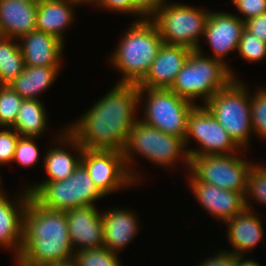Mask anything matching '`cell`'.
Segmentation results:
<instances>
[{
	"label": "cell",
	"instance_id": "6da1fadb",
	"mask_svg": "<svg viewBox=\"0 0 266 266\" xmlns=\"http://www.w3.org/2000/svg\"><path fill=\"white\" fill-rule=\"evenodd\" d=\"M138 105V86L116 83L66 130L85 150L123 152L129 132L138 120L135 116Z\"/></svg>",
	"mask_w": 266,
	"mask_h": 266
},
{
	"label": "cell",
	"instance_id": "7a4b0ae2",
	"mask_svg": "<svg viewBox=\"0 0 266 266\" xmlns=\"http://www.w3.org/2000/svg\"><path fill=\"white\" fill-rule=\"evenodd\" d=\"M65 211L43 208L29 198L23 216V240L18 266H43L73 258Z\"/></svg>",
	"mask_w": 266,
	"mask_h": 266
},
{
	"label": "cell",
	"instance_id": "3957f363",
	"mask_svg": "<svg viewBox=\"0 0 266 266\" xmlns=\"http://www.w3.org/2000/svg\"><path fill=\"white\" fill-rule=\"evenodd\" d=\"M132 24L114 48L110 62L122 73L117 83L138 85L149 72L163 40L151 19H137Z\"/></svg>",
	"mask_w": 266,
	"mask_h": 266
},
{
	"label": "cell",
	"instance_id": "277c9868",
	"mask_svg": "<svg viewBox=\"0 0 266 266\" xmlns=\"http://www.w3.org/2000/svg\"><path fill=\"white\" fill-rule=\"evenodd\" d=\"M186 148L182 138L166 134L137 120L129 132L126 146L123 149V156L128 172L136 184L141 177L131 167L130 163L135 164L133 156L139 154L150 162L166 168L171 167V169L182 159L181 162L188 168L187 171L189 172L190 158Z\"/></svg>",
	"mask_w": 266,
	"mask_h": 266
},
{
	"label": "cell",
	"instance_id": "5b68a950",
	"mask_svg": "<svg viewBox=\"0 0 266 266\" xmlns=\"http://www.w3.org/2000/svg\"><path fill=\"white\" fill-rule=\"evenodd\" d=\"M201 46L192 50L170 90L189 102L203 99V105L233 79L234 72L221 61L207 57ZM203 97V98H202ZM195 99V100H194Z\"/></svg>",
	"mask_w": 266,
	"mask_h": 266
},
{
	"label": "cell",
	"instance_id": "8992f818",
	"mask_svg": "<svg viewBox=\"0 0 266 266\" xmlns=\"http://www.w3.org/2000/svg\"><path fill=\"white\" fill-rule=\"evenodd\" d=\"M31 197L43 208L66 211L84 206H96L105 197L80 163L75 171L61 181H42L26 187Z\"/></svg>",
	"mask_w": 266,
	"mask_h": 266
},
{
	"label": "cell",
	"instance_id": "52a82bcc",
	"mask_svg": "<svg viewBox=\"0 0 266 266\" xmlns=\"http://www.w3.org/2000/svg\"><path fill=\"white\" fill-rule=\"evenodd\" d=\"M244 84L235 78L204 104L234 143L243 150L250 144L253 133L250 93Z\"/></svg>",
	"mask_w": 266,
	"mask_h": 266
},
{
	"label": "cell",
	"instance_id": "ba28073f",
	"mask_svg": "<svg viewBox=\"0 0 266 266\" xmlns=\"http://www.w3.org/2000/svg\"><path fill=\"white\" fill-rule=\"evenodd\" d=\"M166 2L150 19L155 23L163 43L182 45L191 50L200 46L210 10Z\"/></svg>",
	"mask_w": 266,
	"mask_h": 266
},
{
	"label": "cell",
	"instance_id": "9c48e42d",
	"mask_svg": "<svg viewBox=\"0 0 266 266\" xmlns=\"http://www.w3.org/2000/svg\"><path fill=\"white\" fill-rule=\"evenodd\" d=\"M138 93L139 104L142 96L147 94V100L142 106L144 114L139 120L147 126L184 140L188 115L195 104L170 89L138 87Z\"/></svg>",
	"mask_w": 266,
	"mask_h": 266
},
{
	"label": "cell",
	"instance_id": "30bf717a",
	"mask_svg": "<svg viewBox=\"0 0 266 266\" xmlns=\"http://www.w3.org/2000/svg\"><path fill=\"white\" fill-rule=\"evenodd\" d=\"M233 154L202 155L190 158L189 172L202 183L241 193L246 191L248 172L255 162Z\"/></svg>",
	"mask_w": 266,
	"mask_h": 266
},
{
	"label": "cell",
	"instance_id": "8fae6325",
	"mask_svg": "<svg viewBox=\"0 0 266 266\" xmlns=\"http://www.w3.org/2000/svg\"><path fill=\"white\" fill-rule=\"evenodd\" d=\"M197 141L200 149H186L189 158L202 155H225L241 153L222 125L204 105H195L188 115L185 147L190 140Z\"/></svg>",
	"mask_w": 266,
	"mask_h": 266
},
{
	"label": "cell",
	"instance_id": "7c38bea8",
	"mask_svg": "<svg viewBox=\"0 0 266 266\" xmlns=\"http://www.w3.org/2000/svg\"><path fill=\"white\" fill-rule=\"evenodd\" d=\"M81 164L105 196L132 183L135 185L125 165L123 152L83 149Z\"/></svg>",
	"mask_w": 266,
	"mask_h": 266
},
{
	"label": "cell",
	"instance_id": "4fadbf2b",
	"mask_svg": "<svg viewBox=\"0 0 266 266\" xmlns=\"http://www.w3.org/2000/svg\"><path fill=\"white\" fill-rule=\"evenodd\" d=\"M245 28L243 22L237 15L226 12H211L209 14L204 38L213 51L212 58L221 61L228 68L229 65L225 61L227 54L238 49L241 34Z\"/></svg>",
	"mask_w": 266,
	"mask_h": 266
},
{
	"label": "cell",
	"instance_id": "5bb4252c",
	"mask_svg": "<svg viewBox=\"0 0 266 266\" xmlns=\"http://www.w3.org/2000/svg\"><path fill=\"white\" fill-rule=\"evenodd\" d=\"M98 210L95 206H84L65 211L74 251L103 247L102 213Z\"/></svg>",
	"mask_w": 266,
	"mask_h": 266
},
{
	"label": "cell",
	"instance_id": "9a60e30c",
	"mask_svg": "<svg viewBox=\"0 0 266 266\" xmlns=\"http://www.w3.org/2000/svg\"><path fill=\"white\" fill-rule=\"evenodd\" d=\"M188 174L189 187L203 209L212 217L225 222L246 208L245 198L241 193L199 182L191 173Z\"/></svg>",
	"mask_w": 266,
	"mask_h": 266
},
{
	"label": "cell",
	"instance_id": "2e32d148",
	"mask_svg": "<svg viewBox=\"0 0 266 266\" xmlns=\"http://www.w3.org/2000/svg\"><path fill=\"white\" fill-rule=\"evenodd\" d=\"M191 51L189 47L163 43L149 72L137 86L170 89Z\"/></svg>",
	"mask_w": 266,
	"mask_h": 266
},
{
	"label": "cell",
	"instance_id": "e0dca14e",
	"mask_svg": "<svg viewBox=\"0 0 266 266\" xmlns=\"http://www.w3.org/2000/svg\"><path fill=\"white\" fill-rule=\"evenodd\" d=\"M30 197L26 188L20 195L18 193L16 203H12L7 195L0 196V247L13 249L14 260L19 257L21 252L23 216Z\"/></svg>",
	"mask_w": 266,
	"mask_h": 266
},
{
	"label": "cell",
	"instance_id": "ac0fdd59",
	"mask_svg": "<svg viewBox=\"0 0 266 266\" xmlns=\"http://www.w3.org/2000/svg\"><path fill=\"white\" fill-rule=\"evenodd\" d=\"M18 41L25 66L61 67L64 42L56 36L33 31Z\"/></svg>",
	"mask_w": 266,
	"mask_h": 266
},
{
	"label": "cell",
	"instance_id": "d6986e66",
	"mask_svg": "<svg viewBox=\"0 0 266 266\" xmlns=\"http://www.w3.org/2000/svg\"><path fill=\"white\" fill-rule=\"evenodd\" d=\"M38 3L22 0H0V36L19 40L36 31Z\"/></svg>",
	"mask_w": 266,
	"mask_h": 266
},
{
	"label": "cell",
	"instance_id": "ffe728a7",
	"mask_svg": "<svg viewBox=\"0 0 266 266\" xmlns=\"http://www.w3.org/2000/svg\"><path fill=\"white\" fill-rule=\"evenodd\" d=\"M131 210L108 209L102 213L104 245L106 249L118 254L127 247L139 232V220Z\"/></svg>",
	"mask_w": 266,
	"mask_h": 266
},
{
	"label": "cell",
	"instance_id": "44dd1931",
	"mask_svg": "<svg viewBox=\"0 0 266 266\" xmlns=\"http://www.w3.org/2000/svg\"><path fill=\"white\" fill-rule=\"evenodd\" d=\"M62 135L56 136L58 144L69 146L74 149L77 155L73 156L68 149L63 146L51 148L44 156V169L49 177L45 181H61L68 178L81 163L83 148L81 144L65 129L60 132ZM78 156V157H77Z\"/></svg>",
	"mask_w": 266,
	"mask_h": 266
},
{
	"label": "cell",
	"instance_id": "7402d4cb",
	"mask_svg": "<svg viewBox=\"0 0 266 266\" xmlns=\"http://www.w3.org/2000/svg\"><path fill=\"white\" fill-rule=\"evenodd\" d=\"M76 0H40L37 7L36 31L49 33L64 42V31L71 26Z\"/></svg>",
	"mask_w": 266,
	"mask_h": 266
},
{
	"label": "cell",
	"instance_id": "603a6c76",
	"mask_svg": "<svg viewBox=\"0 0 266 266\" xmlns=\"http://www.w3.org/2000/svg\"><path fill=\"white\" fill-rule=\"evenodd\" d=\"M255 212L245 208L235 217L225 221L227 224V239L232 245V252L235 254H245L253 250L261 241L263 236V227L259 216Z\"/></svg>",
	"mask_w": 266,
	"mask_h": 266
},
{
	"label": "cell",
	"instance_id": "cb8c5ba5",
	"mask_svg": "<svg viewBox=\"0 0 266 266\" xmlns=\"http://www.w3.org/2000/svg\"><path fill=\"white\" fill-rule=\"evenodd\" d=\"M61 67L25 66L9 86L23 99H39L41 92L50 87Z\"/></svg>",
	"mask_w": 266,
	"mask_h": 266
},
{
	"label": "cell",
	"instance_id": "d4e9b609",
	"mask_svg": "<svg viewBox=\"0 0 266 266\" xmlns=\"http://www.w3.org/2000/svg\"><path fill=\"white\" fill-rule=\"evenodd\" d=\"M45 110L40 99H23L12 129L22 137H41L48 125Z\"/></svg>",
	"mask_w": 266,
	"mask_h": 266
},
{
	"label": "cell",
	"instance_id": "484cf974",
	"mask_svg": "<svg viewBox=\"0 0 266 266\" xmlns=\"http://www.w3.org/2000/svg\"><path fill=\"white\" fill-rule=\"evenodd\" d=\"M24 67L20 44L13 38L0 36V85H9Z\"/></svg>",
	"mask_w": 266,
	"mask_h": 266
},
{
	"label": "cell",
	"instance_id": "4316f807",
	"mask_svg": "<svg viewBox=\"0 0 266 266\" xmlns=\"http://www.w3.org/2000/svg\"><path fill=\"white\" fill-rule=\"evenodd\" d=\"M250 196V197H249ZM245 207L253 210L249 198L256 200L259 204L266 205V167L261 164H253L248 172L246 191H245ZM249 200V201H248Z\"/></svg>",
	"mask_w": 266,
	"mask_h": 266
},
{
	"label": "cell",
	"instance_id": "83f0119b",
	"mask_svg": "<svg viewBox=\"0 0 266 266\" xmlns=\"http://www.w3.org/2000/svg\"><path fill=\"white\" fill-rule=\"evenodd\" d=\"M23 98L9 85H0V128H12Z\"/></svg>",
	"mask_w": 266,
	"mask_h": 266
},
{
	"label": "cell",
	"instance_id": "f1b7e54d",
	"mask_svg": "<svg viewBox=\"0 0 266 266\" xmlns=\"http://www.w3.org/2000/svg\"><path fill=\"white\" fill-rule=\"evenodd\" d=\"M118 254L105 247L75 251L76 266H122Z\"/></svg>",
	"mask_w": 266,
	"mask_h": 266
},
{
	"label": "cell",
	"instance_id": "f546056e",
	"mask_svg": "<svg viewBox=\"0 0 266 266\" xmlns=\"http://www.w3.org/2000/svg\"><path fill=\"white\" fill-rule=\"evenodd\" d=\"M249 97L253 134H257L264 140L266 139V88L255 89L254 94L251 93Z\"/></svg>",
	"mask_w": 266,
	"mask_h": 266
},
{
	"label": "cell",
	"instance_id": "4dcf8cb0",
	"mask_svg": "<svg viewBox=\"0 0 266 266\" xmlns=\"http://www.w3.org/2000/svg\"><path fill=\"white\" fill-rule=\"evenodd\" d=\"M237 50L239 55L250 63L258 62L266 58V43L246 28L242 31Z\"/></svg>",
	"mask_w": 266,
	"mask_h": 266
},
{
	"label": "cell",
	"instance_id": "1f68e13d",
	"mask_svg": "<svg viewBox=\"0 0 266 266\" xmlns=\"http://www.w3.org/2000/svg\"><path fill=\"white\" fill-rule=\"evenodd\" d=\"M40 151L35 143V137L18 138L13 161H16L21 167L28 168L36 165L39 160Z\"/></svg>",
	"mask_w": 266,
	"mask_h": 266
},
{
	"label": "cell",
	"instance_id": "d6a6232c",
	"mask_svg": "<svg viewBox=\"0 0 266 266\" xmlns=\"http://www.w3.org/2000/svg\"><path fill=\"white\" fill-rule=\"evenodd\" d=\"M19 137L20 135L12 128H2L0 130V165L13 162Z\"/></svg>",
	"mask_w": 266,
	"mask_h": 266
},
{
	"label": "cell",
	"instance_id": "836d02e7",
	"mask_svg": "<svg viewBox=\"0 0 266 266\" xmlns=\"http://www.w3.org/2000/svg\"><path fill=\"white\" fill-rule=\"evenodd\" d=\"M234 5L243 15V17L238 16L243 22L266 13V0H239Z\"/></svg>",
	"mask_w": 266,
	"mask_h": 266
},
{
	"label": "cell",
	"instance_id": "e575fe53",
	"mask_svg": "<svg viewBox=\"0 0 266 266\" xmlns=\"http://www.w3.org/2000/svg\"><path fill=\"white\" fill-rule=\"evenodd\" d=\"M167 1L166 0H134V14L139 20L150 19Z\"/></svg>",
	"mask_w": 266,
	"mask_h": 266
},
{
	"label": "cell",
	"instance_id": "d590c367",
	"mask_svg": "<svg viewBox=\"0 0 266 266\" xmlns=\"http://www.w3.org/2000/svg\"><path fill=\"white\" fill-rule=\"evenodd\" d=\"M93 4L110 12L134 14V0H96Z\"/></svg>",
	"mask_w": 266,
	"mask_h": 266
},
{
	"label": "cell",
	"instance_id": "8d00e7d4",
	"mask_svg": "<svg viewBox=\"0 0 266 266\" xmlns=\"http://www.w3.org/2000/svg\"><path fill=\"white\" fill-rule=\"evenodd\" d=\"M245 28L266 43V13L245 21Z\"/></svg>",
	"mask_w": 266,
	"mask_h": 266
},
{
	"label": "cell",
	"instance_id": "74e56055",
	"mask_svg": "<svg viewBox=\"0 0 266 266\" xmlns=\"http://www.w3.org/2000/svg\"><path fill=\"white\" fill-rule=\"evenodd\" d=\"M235 258V253L222 250L202 263L200 262L199 266H235Z\"/></svg>",
	"mask_w": 266,
	"mask_h": 266
},
{
	"label": "cell",
	"instance_id": "f35d334b",
	"mask_svg": "<svg viewBox=\"0 0 266 266\" xmlns=\"http://www.w3.org/2000/svg\"><path fill=\"white\" fill-rule=\"evenodd\" d=\"M245 257L243 254H236L235 258V266H260L259 262L251 259L243 258Z\"/></svg>",
	"mask_w": 266,
	"mask_h": 266
},
{
	"label": "cell",
	"instance_id": "ab89813d",
	"mask_svg": "<svg viewBox=\"0 0 266 266\" xmlns=\"http://www.w3.org/2000/svg\"><path fill=\"white\" fill-rule=\"evenodd\" d=\"M43 266H76V262L73 258H70L64 261L50 262Z\"/></svg>",
	"mask_w": 266,
	"mask_h": 266
},
{
	"label": "cell",
	"instance_id": "60d3db41",
	"mask_svg": "<svg viewBox=\"0 0 266 266\" xmlns=\"http://www.w3.org/2000/svg\"><path fill=\"white\" fill-rule=\"evenodd\" d=\"M80 3H82L84 5V3L86 4H90V3H94L96 0H76Z\"/></svg>",
	"mask_w": 266,
	"mask_h": 266
},
{
	"label": "cell",
	"instance_id": "b9f144b4",
	"mask_svg": "<svg viewBox=\"0 0 266 266\" xmlns=\"http://www.w3.org/2000/svg\"><path fill=\"white\" fill-rule=\"evenodd\" d=\"M0 178H1V176H0ZM4 195H6V194H5V192L2 191V189H1V179H0V196H4Z\"/></svg>",
	"mask_w": 266,
	"mask_h": 266
},
{
	"label": "cell",
	"instance_id": "7bdbcfd3",
	"mask_svg": "<svg viewBox=\"0 0 266 266\" xmlns=\"http://www.w3.org/2000/svg\"><path fill=\"white\" fill-rule=\"evenodd\" d=\"M22 1H29V2H36V3H38L40 0H22Z\"/></svg>",
	"mask_w": 266,
	"mask_h": 266
},
{
	"label": "cell",
	"instance_id": "ee69618b",
	"mask_svg": "<svg viewBox=\"0 0 266 266\" xmlns=\"http://www.w3.org/2000/svg\"><path fill=\"white\" fill-rule=\"evenodd\" d=\"M232 1V3H233V5L236 3V2H238L239 0H231Z\"/></svg>",
	"mask_w": 266,
	"mask_h": 266
}]
</instances>
